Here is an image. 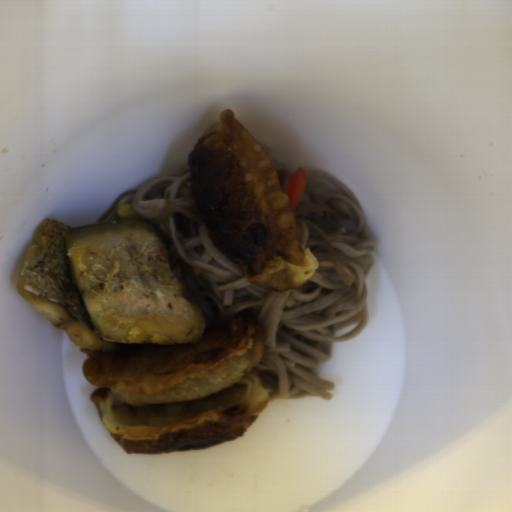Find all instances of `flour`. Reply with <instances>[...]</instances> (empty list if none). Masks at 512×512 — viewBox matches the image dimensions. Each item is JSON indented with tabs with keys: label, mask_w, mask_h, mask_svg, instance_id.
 <instances>
[{
	"label": "flour",
	"mask_w": 512,
	"mask_h": 512,
	"mask_svg": "<svg viewBox=\"0 0 512 512\" xmlns=\"http://www.w3.org/2000/svg\"><path fill=\"white\" fill-rule=\"evenodd\" d=\"M85 351V350H84ZM265 343L243 312L195 343L85 351L81 368L109 435L127 454L203 450L243 436L269 404L256 370Z\"/></svg>",
	"instance_id": "1"
},
{
	"label": "flour",
	"mask_w": 512,
	"mask_h": 512,
	"mask_svg": "<svg viewBox=\"0 0 512 512\" xmlns=\"http://www.w3.org/2000/svg\"><path fill=\"white\" fill-rule=\"evenodd\" d=\"M191 190L211 244L248 282L303 286L319 263L298 240L293 212L258 141L224 109L187 157Z\"/></svg>",
	"instance_id": "2"
}]
</instances>
